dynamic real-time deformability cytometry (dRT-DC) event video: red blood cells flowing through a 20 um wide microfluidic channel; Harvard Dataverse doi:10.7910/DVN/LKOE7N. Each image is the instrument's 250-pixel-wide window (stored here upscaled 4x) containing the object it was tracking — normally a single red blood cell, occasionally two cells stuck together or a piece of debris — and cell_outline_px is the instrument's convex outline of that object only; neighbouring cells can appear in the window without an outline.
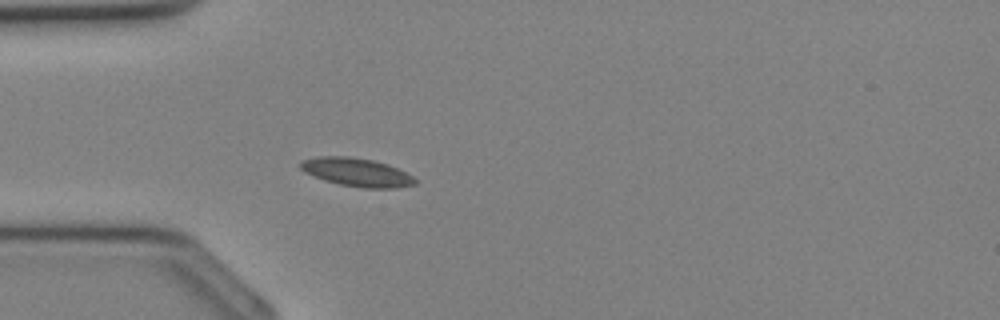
{"species": "Egyptian fruit bat (a non-hibernating species)", "species_latin": "Rousettus aegyptiacus", "temperature_condition": "cold", "stored_images_in_passage": 26, "camera_frame_rate_fps": 3000, "um_per_image_px": 0.085, "animal": {"sex": "female"}, "frame": {"image": 1, "passage_image": 1, "time_ms": 0.0, "image_size_px": [1000, 320], "cell_outline_px": [[416, 184], [396, 188], [360, 188], [340, 184], [324, 180], [304, 172], [300, 168], [300, 160], [316, 156], [348, 156], [372, 160], [388, 164], [412, 176], [416, 180]], "centroid_in_image_um": [30.28, 14.64], "position_along_channel_um": 54.7, "area_um2": 18.96}}
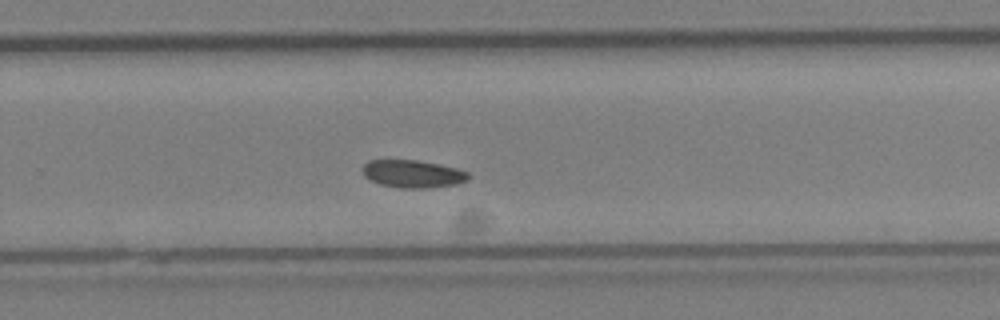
{"frame": {"image": 2, "passage_image": 14, "time_ms": 4.333, "image_size_px": [1000, 320], "cell_outline_px": [[468, 180], [456, 184], [428, 188], [400, 188], [380, 184], [368, 180], [364, 176], [360, 168], [368, 160], [416, 160], [456, 168], [468, 172]], "centroid_in_image_um": [35.02, 14.78], "position_along_channel_um": 294.8, "area_um2": 17.11}}
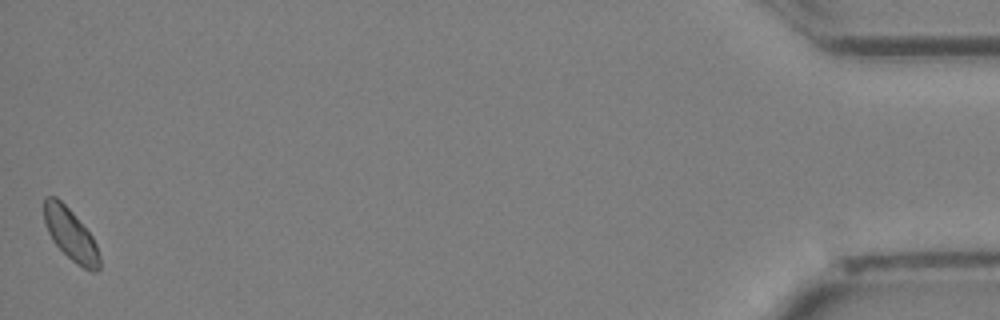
{"frame": {"image": 3, "passage_image": 26, "time_ms": 8.333, "image_size_px": [1000, 320], "cell_outline_px": [[100, 268], [96, 272], [92, 272], [76, 264], [52, 240], [48, 232], [44, 220], [44, 196], [56, 196], [72, 212], [92, 236], [96, 244], [100, 256]], "centroid_in_image_um": [6.01, 19.94], "position_along_channel_um": 429.2, "area_um2": 16.59}}